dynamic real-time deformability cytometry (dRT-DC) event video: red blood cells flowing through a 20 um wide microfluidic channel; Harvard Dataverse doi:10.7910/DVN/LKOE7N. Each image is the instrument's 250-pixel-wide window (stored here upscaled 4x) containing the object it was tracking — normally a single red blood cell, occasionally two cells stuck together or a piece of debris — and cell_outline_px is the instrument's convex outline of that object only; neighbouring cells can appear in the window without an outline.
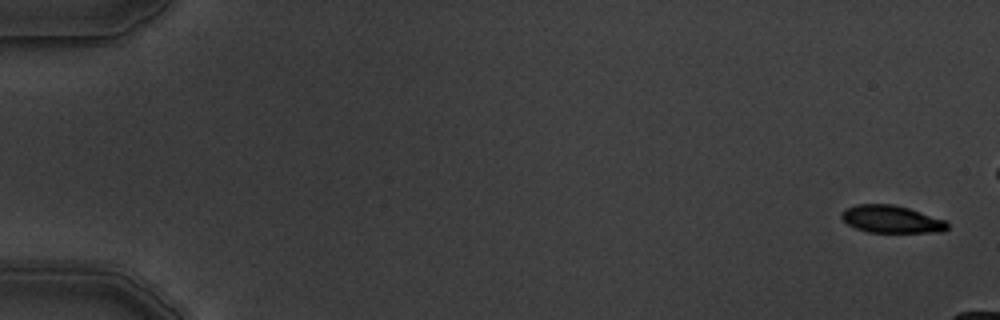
{"species": "common noctule bat (a hibernating species)", "species_latin": "Nyctalus noctula", "temperature_condition": "warm", "stored_images_in_passage": 5, "camera_frame_rate_fps": 3000, "um_per_image_px": 0.085, "animal": {"sex": "male", "body_mass_g": 19.5, "forearm_length_mm": 54.6}, "frame": {"image": 1, "passage_image": 1, "time_ms": 0.0, "image_size_px": [1000, 320], "cell_outline_px": [[948, 228], [944, 232], [868, 232], [856, 228], [848, 224], [840, 216], [840, 212], [856, 204], [892, 204], [908, 208], [944, 220], [948, 224]], "centroid_in_image_um": [75.75, 18.63], "position_along_channel_um": 9.2, "area_um2": 16.76}}